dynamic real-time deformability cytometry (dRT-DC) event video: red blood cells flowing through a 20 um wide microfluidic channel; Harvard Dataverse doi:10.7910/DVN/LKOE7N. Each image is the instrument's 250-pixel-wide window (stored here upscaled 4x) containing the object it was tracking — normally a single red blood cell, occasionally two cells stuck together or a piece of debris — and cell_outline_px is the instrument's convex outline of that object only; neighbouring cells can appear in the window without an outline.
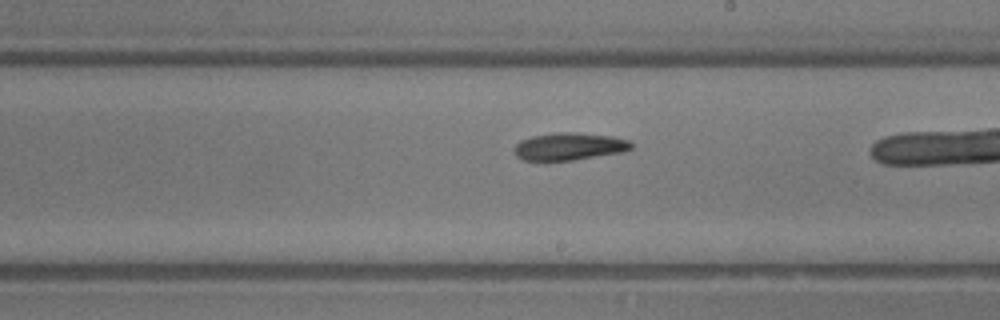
{"species": "common noctule bat (a hibernating species)", "species_latin": "Nyctalus noctula", "temperature_condition": "room temperature", "stored_images_in_passage": 29, "camera_frame_rate_fps": 3000, "um_per_image_px": 0.085, "animal": {"sex": "male", "body_mass_g": 13.3}, "frame": {"image": 1, "passage_image": 21, "time_ms": 6.667, "image_size_px": [1000, 320], "cell_outline_px": [[632, 148], [620, 152], [572, 160], [544, 164], [524, 160], [516, 156], [512, 148], [520, 140], [532, 136], [556, 132], [576, 132], [612, 136], [628, 140], [632, 144]], "centroid_in_image_um": [48.27, 12.48], "position_along_channel_um": 240.7, "area_um2": 19.31}}